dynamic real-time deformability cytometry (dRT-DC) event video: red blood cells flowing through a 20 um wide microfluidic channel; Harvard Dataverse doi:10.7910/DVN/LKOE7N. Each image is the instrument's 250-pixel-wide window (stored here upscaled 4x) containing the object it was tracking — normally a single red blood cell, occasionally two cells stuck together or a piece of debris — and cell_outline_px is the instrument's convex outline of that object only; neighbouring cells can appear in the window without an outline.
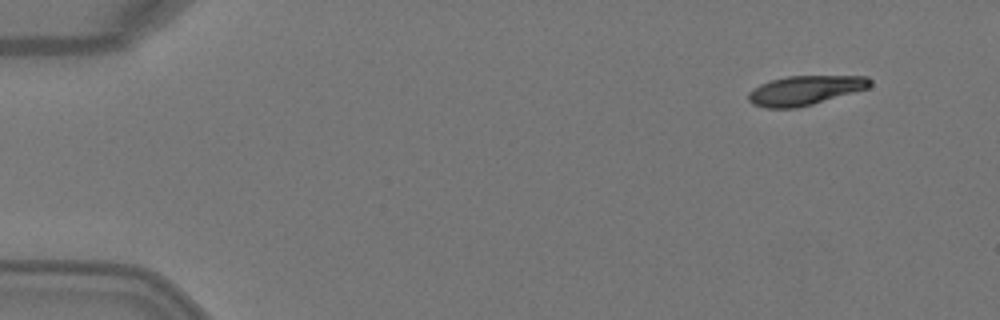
{"species": "Egyptian fruit bat (a non-hibernating species)", "species_latin": "Rousettus aegyptiacus", "temperature_condition": "warm", "stored_images_in_passage": 5, "camera_frame_rate_fps": 3000, "um_per_image_px": 0.085, "animal": {"sex": "female"}, "frame": {"image": 1, "passage_image": 1, "time_ms": 0.0, "image_size_px": [1000, 320], "cell_outline_px": [[872, 84], [868, 88], [812, 104], [796, 108], [764, 108], [752, 104], [748, 100], [748, 92], [752, 88], [760, 84], [772, 80], [788, 76], [868, 76], [872, 80]], "centroid_in_image_um": [68.4, 7.68], "position_along_channel_um": 16.6, "area_um2": 20.81}}